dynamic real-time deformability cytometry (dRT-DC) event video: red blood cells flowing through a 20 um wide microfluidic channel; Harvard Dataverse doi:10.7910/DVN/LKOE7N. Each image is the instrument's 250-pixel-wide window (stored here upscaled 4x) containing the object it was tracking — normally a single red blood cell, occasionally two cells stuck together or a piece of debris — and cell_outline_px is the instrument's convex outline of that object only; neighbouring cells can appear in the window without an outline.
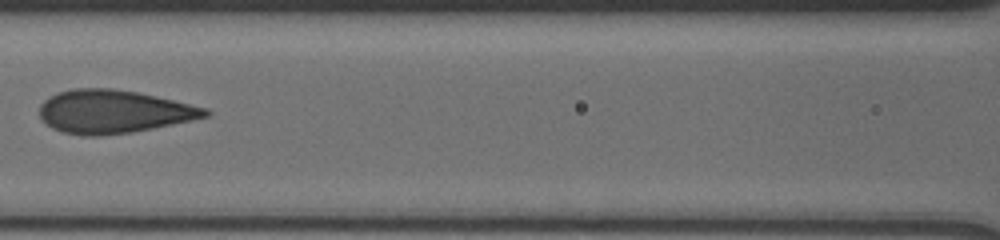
{"species": "human", "species_latin": "Homo sapiens", "temperature_condition": "cold", "stored_images_in_passage": 12, "camera_frame_rate_fps": 3000, "um_per_image_px": 0.085, "donor": {"sex": "male"}, "frame": {"image": 1, "passage_image": 10, "time_ms": 9.333, "image_size_px": [1000, 240], "cell_outline_px": [[212, 112], [208, 116], [192, 120], [132, 132], [100, 136], [84, 136], [64, 132], [52, 128], [40, 120], [40, 104], [44, 100], [60, 92], [72, 88], [112, 88], [136, 92], [156, 96], [208, 108]], "centroid_in_image_um": [9.64, 9.49], "position_along_channel_um": 157.0, "area_um2": 41.67}}